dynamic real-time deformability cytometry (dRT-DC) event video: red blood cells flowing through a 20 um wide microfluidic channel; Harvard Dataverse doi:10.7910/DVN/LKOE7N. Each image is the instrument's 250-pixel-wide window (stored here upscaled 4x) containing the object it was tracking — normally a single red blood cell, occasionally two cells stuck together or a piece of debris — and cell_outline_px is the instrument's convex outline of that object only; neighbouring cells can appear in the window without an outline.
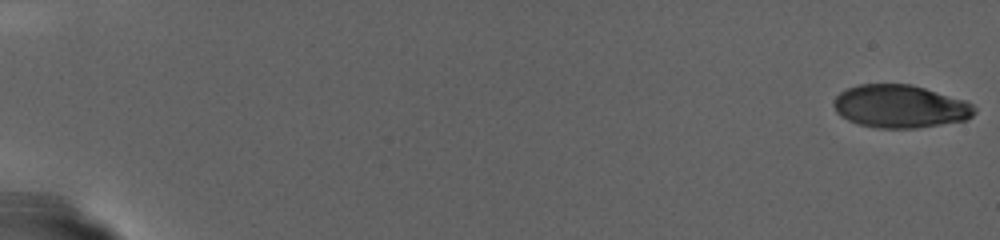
{"species": "human", "species_latin": "Homo sapiens", "temperature_condition": "warm", "stored_images_in_passage": 102, "camera_frame_rate_fps": 3000, "um_per_image_px": 0.085, "donor": {"sex": "female"}, "frame": {"image": 1, "passage_image": 1, "time_ms": 0.0, "image_size_px": [1000, 240], "cell_outline_px": [[976, 112], [968, 120], [916, 128], [876, 128], [860, 124], [848, 120], [840, 116], [836, 112], [832, 104], [832, 100], [840, 92], [848, 88], [860, 84], [912, 84], [964, 100], [972, 104], [976, 108]], "centroid_in_image_um": [76.5, 9.04], "position_along_channel_um": 8.5, "area_um2": 35.37}}
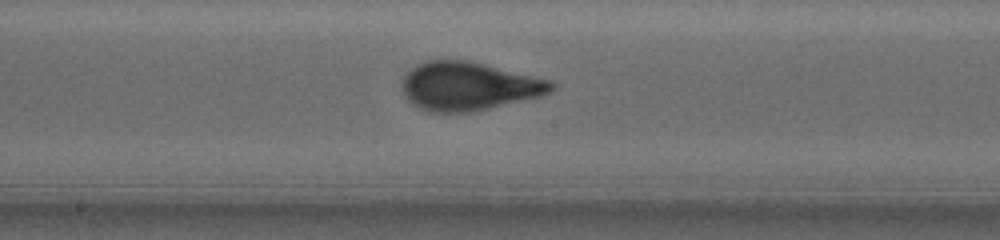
{"frame": {"image": 2, "passage_image": 58, "time_ms": 19.0, "image_size_px": [1000, 240], "cell_outline_px": [[556, 88], [540, 96], [468, 112], [428, 112], [412, 104], [404, 96], [400, 88], [400, 80], [416, 64], [428, 60], [464, 60], [552, 80], [556, 84]], "centroid_in_image_um": [39.77, 7.32], "position_along_channel_um": 208.4, "area_um2": 41.85}}
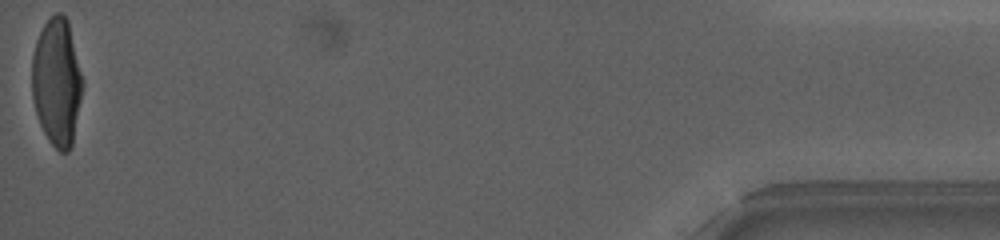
{"frame": {"image": 3, "passage_image": 102, "time_ms": 33.667, "image_size_px": [1000, 240], "cell_outline_px": [[84, 84], [72, 144], [68, 152], [60, 152], [48, 140], [40, 124], [32, 100], [32, 56], [36, 40], [44, 24], [56, 12], [60, 12], [68, 20], [84, 80]], "centroid_in_image_um": [4.84, 6.97], "position_along_channel_um": 430.4, "area_um2": 37.86}}